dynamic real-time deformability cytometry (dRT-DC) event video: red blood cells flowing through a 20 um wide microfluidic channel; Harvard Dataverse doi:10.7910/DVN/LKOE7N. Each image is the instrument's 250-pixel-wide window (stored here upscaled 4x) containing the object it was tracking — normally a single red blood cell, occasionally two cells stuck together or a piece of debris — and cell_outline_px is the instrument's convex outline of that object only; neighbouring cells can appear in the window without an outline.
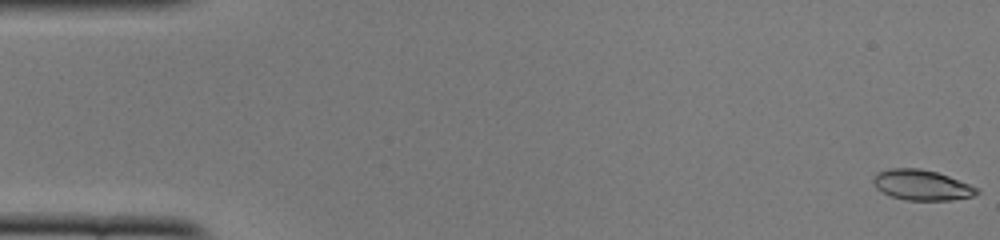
{"species": "common noctule bat (a hibernating species)", "species_latin": "Nyctalus noctula", "temperature_condition": "cold", "stored_images_in_passage": 13, "camera_frame_rate_fps": 3000, "um_per_image_px": 0.085, "animal": {"sex": "female", "body_mass_g": 22.0, "forearm_length_mm": 56.7}, "frame": {"image": 1, "passage_image": 1, "time_ms": 0.0, "image_size_px": [1000, 240], "cell_outline_px": [[980, 192], [972, 196], [952, 200], [908, 200], [892, 196], [876, 188], [872, 180], [872, 176], [876, 172], [888, 168], [920, 168], [936, 172], [948, 176], [968, 184], [976, 188]], "centroid_in_image_um": [78.29, 15.71], "position_along_channel_um": 6.7, "area_um2": 18.21}}